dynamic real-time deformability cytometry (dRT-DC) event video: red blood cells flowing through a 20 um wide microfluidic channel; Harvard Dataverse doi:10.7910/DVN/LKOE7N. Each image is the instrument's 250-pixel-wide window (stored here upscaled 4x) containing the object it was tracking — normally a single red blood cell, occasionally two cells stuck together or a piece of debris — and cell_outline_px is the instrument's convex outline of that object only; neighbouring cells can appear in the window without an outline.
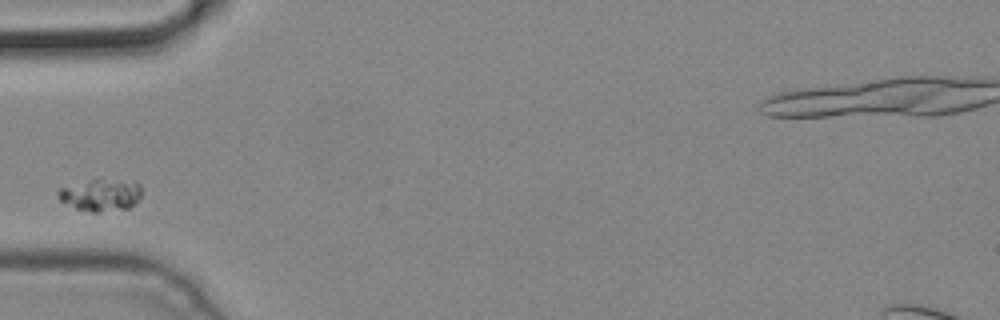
{"species": "common noctule bat (a hibernating species)", "species_latin": "Nyctalus noctula", "temperature_condition": "cold", "stored_images_in_passage": 2, "camera_frame_rate_fps": 3000, "um_per_image_px": 0.085, "animal": {"sex": "male", "body_mass_g": 19.2, "forearm_length_mm": 51.8}, "frame": {"image": 1, "passage_image": 2, "time_ms": 0.333, "image_size_px": [1000, 320], "cell_outline_px": [[140, 196], [128, 208], [100, 212], [92, 212], [76, 208], [60, 200], [56, 196], [56, 192], [60, 188], [100, 176], [140, 184]], "centroid_in_image_um": [8.52, 16.53], "position_along_channel_um": 76.5, "area_um2": 15.72}}